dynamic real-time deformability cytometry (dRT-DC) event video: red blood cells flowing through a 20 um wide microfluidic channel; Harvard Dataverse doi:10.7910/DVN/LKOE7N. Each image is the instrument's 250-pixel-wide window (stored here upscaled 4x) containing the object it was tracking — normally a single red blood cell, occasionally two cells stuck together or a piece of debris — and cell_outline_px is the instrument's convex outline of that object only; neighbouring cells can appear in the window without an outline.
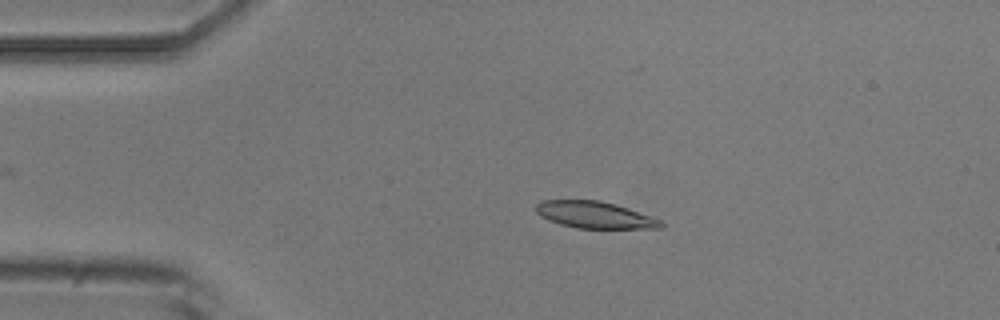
{"species": "common noctule bat (a hibernating species)", "species_latin": "Nyctalus noctula", "temperature_condition": "room temperature", "stored_images_in_passage": 4, "camera_frame_rate_fps": 3000, "um_per_image_px": 0.085, "animal": {"sex": "male", "body_mass_g": 20.5, "forearm_length_mm": 52.5}, "frame": {"image": 1, "passage_image": 3, "time_ms": 2.333, "image_size_px": [1000, 320], "cell_outline_px": [[664, 224], [660, 228], [576, 228], [560, 224], [548, 220], [540, 216], [536, 212], [536, 204], [540, 200], [600, 200], [616, 204], [628, 208], [660, 220]], "centroid_in_image_um": [50.5, 18.26], "position_along_channel_um": 34.5, "area_um2": 19.42}}